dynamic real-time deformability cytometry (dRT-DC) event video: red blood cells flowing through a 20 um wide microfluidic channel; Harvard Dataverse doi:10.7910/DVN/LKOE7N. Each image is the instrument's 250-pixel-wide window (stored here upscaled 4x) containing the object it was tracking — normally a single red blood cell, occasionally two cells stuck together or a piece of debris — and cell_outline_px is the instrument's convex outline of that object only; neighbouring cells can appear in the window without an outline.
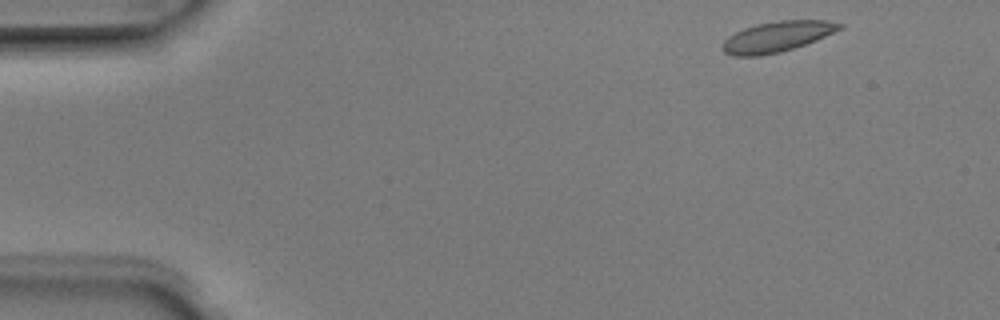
{"species": "Egyptian fruit bat (a non-hibernating species)", "species_latin": "Rousettus aegyptiacus", "temperature_condition": "room temperature", "stored_images_in_passage": 5, "segment_of_instrument_passage": [1, 2], "camera_frame_rate_fps": 3000, "um_per_image_px": 0.085, "animal": {"sex": "male"}, "frame": {"image": 1, "passage_image": 1, "time_ms": 0.0, "image_size_px": [1000, 320], "cell_outline_px": [[844, 28], [816, 40], [780, 52], [760, 56], [732, 56], [724, 52], [720, 48], [720, 44], [728, 36], [744, 28], [760, 24], [780, 20], [824, 20], [844, 24]], "centroid_in_image_um": [66.03, 3.12], "position_along_channel_um": 19.0, "area_um2": 20.81}}